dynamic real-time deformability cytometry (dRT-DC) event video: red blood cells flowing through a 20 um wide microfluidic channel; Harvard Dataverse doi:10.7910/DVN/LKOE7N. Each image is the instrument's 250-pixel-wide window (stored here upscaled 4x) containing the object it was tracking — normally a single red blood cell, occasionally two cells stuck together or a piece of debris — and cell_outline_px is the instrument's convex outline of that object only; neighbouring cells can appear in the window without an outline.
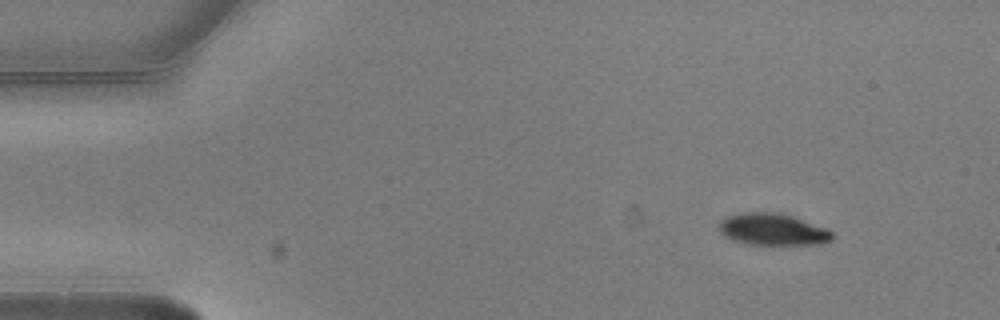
{"species": "common noctule bat (a hibernating species)", "species_latin": "Nyctalus noctula", "temperature_condition": "warm", "stored_images_in_passage": 3, "camera_frame_rate_fps": 3000, "um_per_image_px": 0.085, "animal": {"sex": "male", "body_mass_g": 20.5, "forearm_length_mm": 52.5}, "frame": {"image": 1, "passage_image": 1, "time_ms": 0.0, "image_size_px": [1000, 320], "cell_outline_px": [[836, 236], [832, 240], [824, 244], [748, 244], [732, 240], [724, 236], [720, 232], [720, 220], [724, 216], [740, 212], [780, 212], [828, 228]], "centroid_in_image_um": [65.7, 19.49], "position_along_channel_um": 19.3, "area_um2": 21.33}}
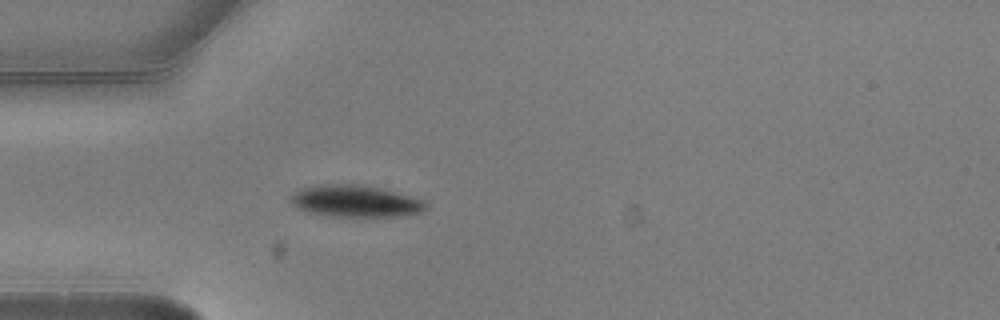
{"frame": {"image": 2, "passage_image": 3, "time_ms": 0.667, "image_size_px": [1000, 320], "cell_outline_px": [[428, 208], [420, 212], [404, 216], [328, 216], [304, 212], [296, 208], [288, 200], [288, 196], [292, 192], [300, 188], [320, 184], [352, 184], [380, 188], [412, 196], [424, 200], [428, 204]], "centroid_in_image_um": [30.14, 17.1], "position_along_channel_um": 54.9, "area_um2": 25.49}}